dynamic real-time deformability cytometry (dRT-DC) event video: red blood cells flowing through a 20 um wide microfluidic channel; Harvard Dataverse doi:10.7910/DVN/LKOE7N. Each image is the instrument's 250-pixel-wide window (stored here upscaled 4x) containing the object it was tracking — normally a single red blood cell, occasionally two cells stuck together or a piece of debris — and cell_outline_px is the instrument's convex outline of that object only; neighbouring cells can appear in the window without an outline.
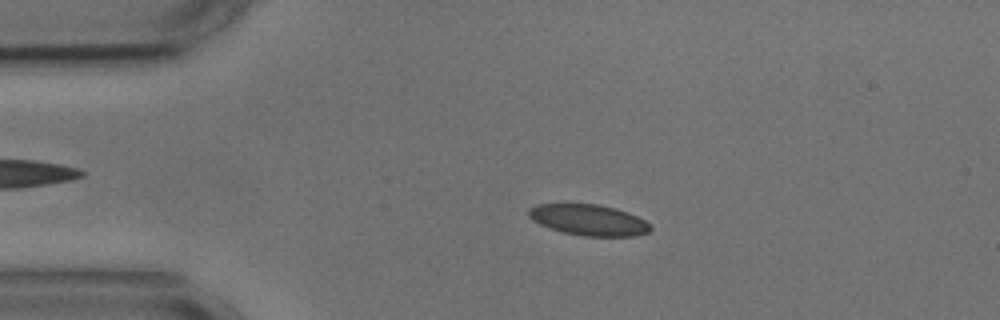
{"species": "common noctule bat (a hibernating species)", "species_latin": "Nyctalus noctula", "temperature_condition": "cold", "stored_images_in_passage": 16, "camera_frame_rate_fps": 3000, "um_per_image_px": 0.085, "animal": {"sex": "male", "body_mass_g": 17.9, "forearm_length_mm": 54.2}, "frame": {"image": 1, "passage_image": 10, "time_ms": 3.0, "image_size_px": [1000, 320], "cell_outline_px": [[652, 228], [648, 232], [636, 236], [584, 236], [564, 232], [540, 224], [532, 220], [528, 216], [528, 208], [536, 204], [596, 204], [616, 208], [628, 212], [644, 220]], "centroid_in_image_um": [50.03, 18.69], "position_along_channel_um": 35.0, "area_um2": 21.85}}